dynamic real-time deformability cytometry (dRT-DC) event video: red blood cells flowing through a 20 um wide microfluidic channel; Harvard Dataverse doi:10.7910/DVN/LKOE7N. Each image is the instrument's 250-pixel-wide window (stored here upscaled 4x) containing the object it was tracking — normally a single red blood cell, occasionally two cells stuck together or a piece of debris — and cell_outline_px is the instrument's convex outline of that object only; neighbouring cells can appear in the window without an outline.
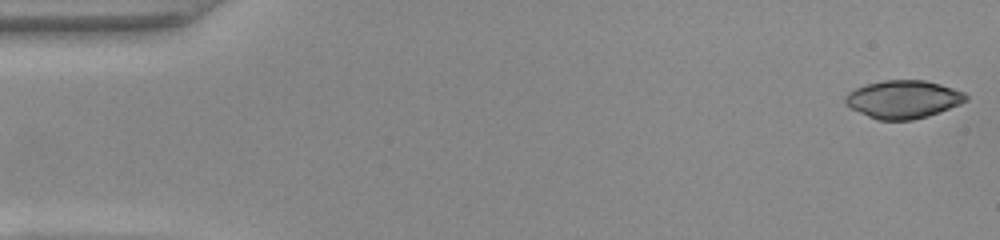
{"species": "common noctule bat (a hibernating species)", "species_latin": "Nyctalus noctula", "temperature_condition": "warm", "stored_images_in_passage": 28, "camera_frame_rate_fps": 3000, "um_per_image_px": 0.085, "animal": {"sex": "female", "body_mass_g": 22.0, "forearm_length_mm": 56.7}, "frame": {"image": 1, "passage_image": 1, "time_ms": 0.0, "image_size_px": [1000, 240], "cell_outline_px": [[968, 100], [960, 104], [928, 116], [912, 120], [876, 120], [844, 104], [844, 96], [848, 92], [864, 84], [884, 80], [924, 80], [940, 84], [964, 92], [968, 96]], "centroid_in_image_um": [76.76, 8.44], "position_along_channel_um": 8.2, "area_um2": 26.76}}
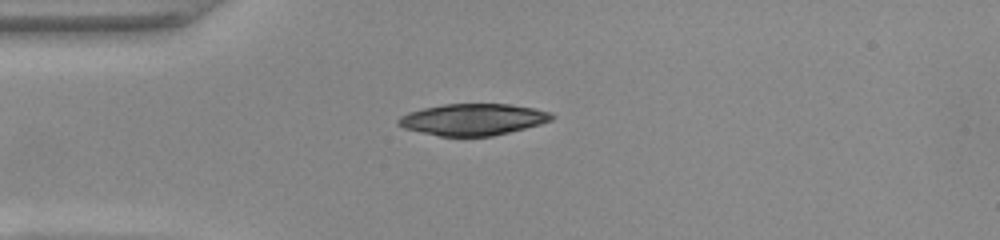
{"frame": {"image": 2, "passage_image": 13, "time_ms": 4.0, "image_size_px": [1000, 240], "cell_outline_px": [[556, 116], [552, 120], [540, 124], [492, 136], [440, 136], [404, 128], [396, 124], [396, 120], [400, 116], [408, 112], [424, 108], [444, 104], [512, 104], [536, 108], [552, 112]], "centroid_in_image_um": [40.22, 10.14], "position_along_channel_um": 44.8, "area_um2": 28.26}}